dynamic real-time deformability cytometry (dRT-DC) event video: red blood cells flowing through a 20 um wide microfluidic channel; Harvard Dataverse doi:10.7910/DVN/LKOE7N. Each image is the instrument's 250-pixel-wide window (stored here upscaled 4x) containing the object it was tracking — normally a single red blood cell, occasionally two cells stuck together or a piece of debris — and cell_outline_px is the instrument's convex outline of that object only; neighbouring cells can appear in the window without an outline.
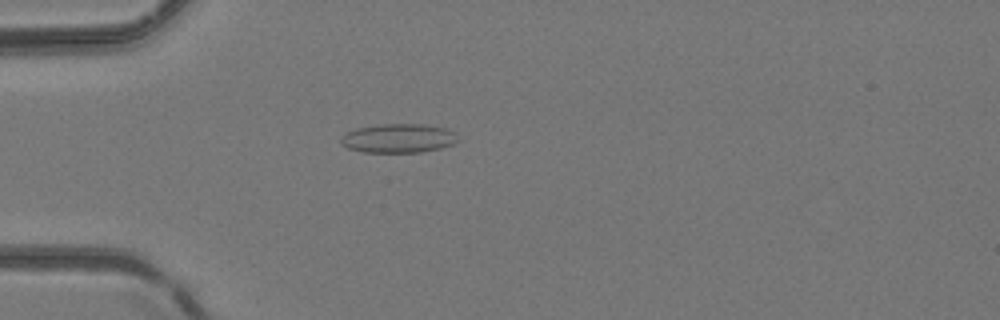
{"species": "common noctule bat (a hibernating species)", "species_latin": "Nyctalus noctula", "temperature_condition": "room temperature", "stored_images_in_passage": 39, "camera_frame_rate_fps": 3000, "um_per_image_px": 0.085, "animal": {"sex": "female", "body_mass_g": 24.6, "forearm_length_mm": 56.2}, "frame": {"image": 1, "passage_image": 6, "time_ms": 1.667, "image_size_px": [1000, 320], "cell_outline_px": [[460, 140], [452, 144], [440, 148], [420, 152], [364, 152], [348, 148], [340, 144], [340, 136], [356, 128], [380, 124], [424, 124], [444, 128], [456, 132]], "centroid_in_image_um": [33.86, 11.75], "position_along_channel_um": 51.1, "area_um2": 19.88}}
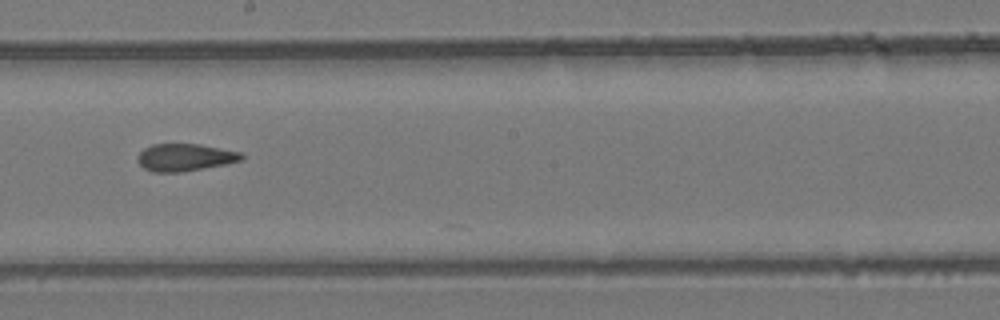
{"frame": {"image": 2, "passage_image": 19, "time_ms": 6.0, "image_size_px": [1000, 320], "cell_outline_px": [[244, 156], [240, 160], [228, 164], [180, 172], [152, 172], [144, 168], [136, 160], [136, 156], [144, 148], [152, 144], [200, 144], [240, 152]], "centroid_in_image_um": [15.69, 13.38], "position_along_channel_um": 232.5, "area_um2": 16.59}}
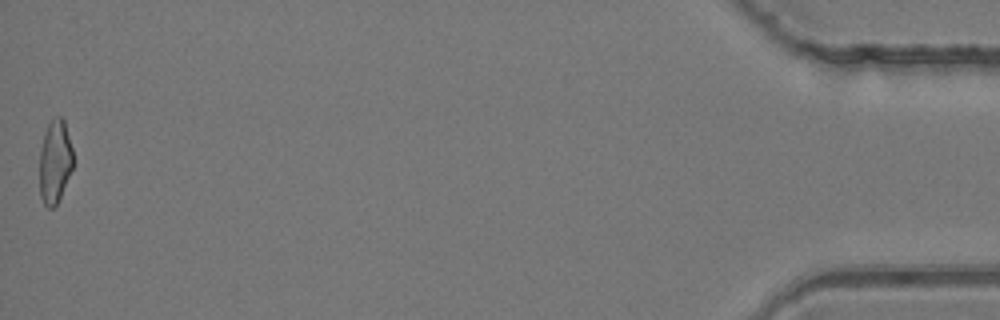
{"frame": {"image": 3, "passage_image": 39, "time_ms": 12.667, "image_size_px": [1000, 320], "cell_outline_px": [[72, 168], [60, 196], [56, 204], [52, 208], [48, 208], [44, 204], [40, 196], [40, 152], [44, 132], [48, 124], [56, 116], [60, 116], [64, 120], [72, 148]], "centroid_in_image_um": [4.65, 13.72], "position_along_channel_um": 430.5, "area_um2": 16.01}}